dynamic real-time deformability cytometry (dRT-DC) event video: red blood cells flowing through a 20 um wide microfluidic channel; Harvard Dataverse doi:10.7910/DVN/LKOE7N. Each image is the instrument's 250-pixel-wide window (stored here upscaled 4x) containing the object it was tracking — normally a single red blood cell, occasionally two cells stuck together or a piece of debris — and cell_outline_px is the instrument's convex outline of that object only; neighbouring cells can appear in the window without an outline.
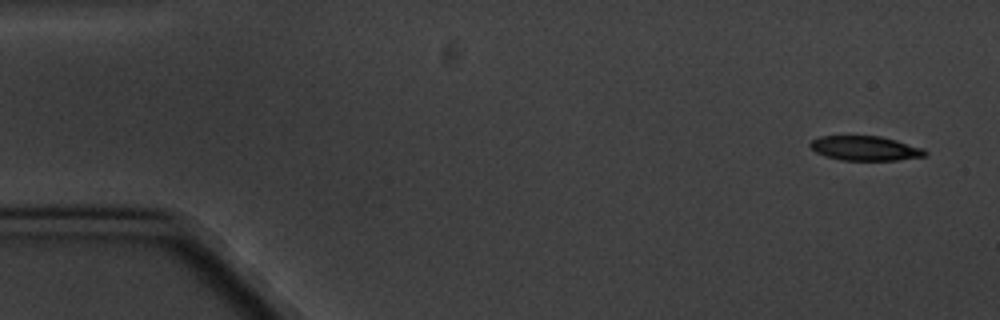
{"species": "common noctule bat (a hibernating species)", "species_latin": "Nyctalus noctula", "temperature_condition": "cold", "stored_images_in_passage": 5, "camera_frame_rate_fps": 3000, "um_per_image_px": 0.085, "animal": {"sex": "male", "body_mass_g": 20.1, "forearm_length_mm": 53.5}, "frame": {"image": 1, "passage_image": 1, "time_ms": 0.0, "image_size_px": [1000, 320], "cell_outline_px": [[928, 156], [896, 160], [840, 160], [824, 156], [816, 152], [808, 144], [812, 140], [820, 136], [880, 136], [896, 140], [924, 148], [928, 152]], "centroid_in_image_um": [73.56, 12.61], "position_along_channel_um": 11.4, "area_um2": 16.53}}
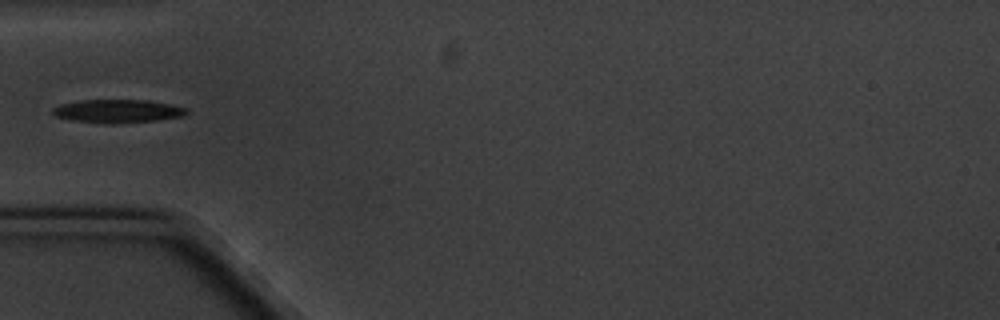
{"frame": {"image": 2, "passage_image": 5, "time_ms": 5.333, "image_size_px": [1000, 320], "cell_outline_px": [[188, 112], [184, 116], [156, 120], [116, 124], [108, 124], [72, 120], [56, 116], [52, 112], [52, 108], [60, 104], [80, 100], [148, 100], [172, 104], [188, 108]], "centroid_in_image_um": [10.03, 9.44], "position_along_channel_um": 75.0, "area_um2": 18.32}}